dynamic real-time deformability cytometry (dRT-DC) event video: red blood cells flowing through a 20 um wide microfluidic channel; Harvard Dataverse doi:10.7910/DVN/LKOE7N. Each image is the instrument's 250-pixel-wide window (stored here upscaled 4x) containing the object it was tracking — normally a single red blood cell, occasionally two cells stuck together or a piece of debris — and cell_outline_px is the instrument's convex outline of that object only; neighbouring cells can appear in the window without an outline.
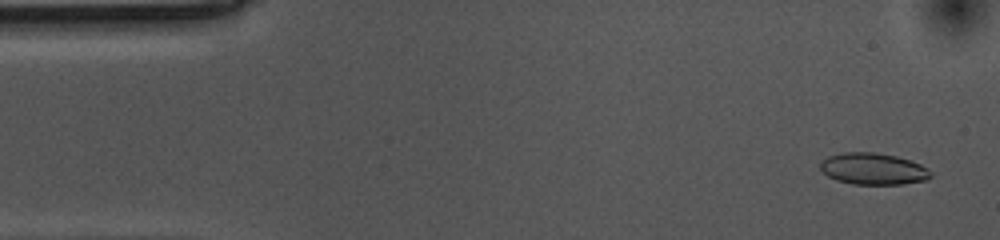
{"species": "common noctule bat (a hibernating species)", "species_latin": "Nyctalus noctula", "temperature_condition": "cold", "stored_images_in_passage": 55, "camera_frame_rate_fps": 3000, "um_per_image_px": 0.085, "animal": {"sex": "female", "body_mass_g": 10.0, "forearm_length_mm": 53.1}, "frame": {"image": 1, "passage_image": 3, "time_ms": 0.667, "image_size_px": [1000, 240], "cell_outline_px": [[932, 176], [924, 180], [904, 184], [852, 184], [836, 180], [828, 176], [820, 168], [820, 164], [828, 156], [844, 152], [876, 152], [896, 156], [920, 164], [928, 168], [932, 172]], "centroid_in_image_um": [74.23, 14.35], "position_along_channel_um": 10.8, "area_um2": 20.29}}
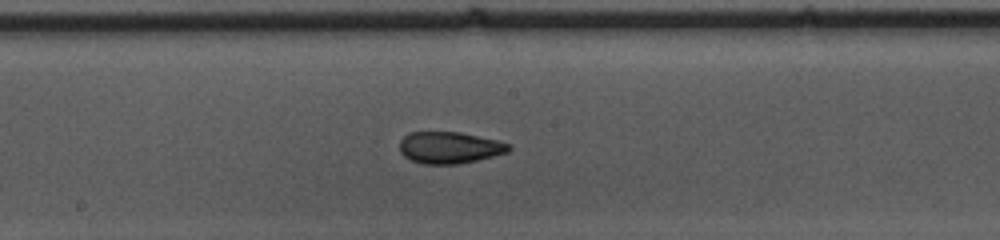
{"frame": {"image": 2, "passage_image": 28, "time_ms": 9.0, "image_size_px": [1000, 240], "cell_outline_px": [[512, 148], [508, 152], [460, 164], [424, 164], [412, 160], [404, 156], [400, 152], [400, 140], [408, 132], [460, 132], [496, 140], [508, 144]], "centroid_in_image_um": [38.18, 12.54], "position_along_channel_um": 210.0, "area_um2": 20.06}}
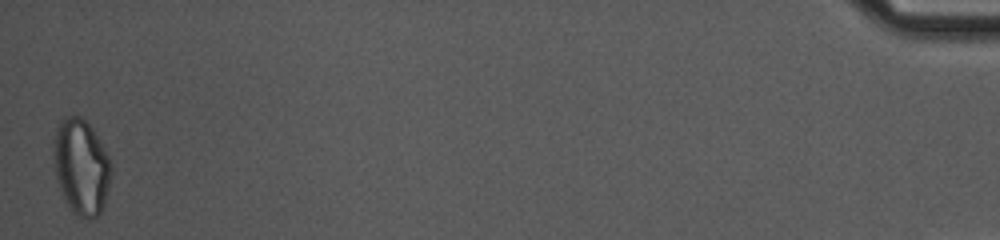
{"frame": {"image": 3, "passage_image": 55, "time_ms": 18.0, "image_size_px": [1000, 240], "cell_outline_px": [[112, 172], [104, 204], [100, 212], [96, 216], [88, 220], [76, 216], [72, 212], [60, 188], [56, 176], [56, 128], [60, 120], [64, 116], [80, 116], [92, 128], [108, 156], [112, 164]], "centroid_in_image_um": [6.95, 14.2], "position_along_channel_um": 428.3, "area_um2": 31.33}, "authors_computed_cell_mechanics": {"area_um2": 20.7502, "velocity_mm_per_s": 3.541, "shape_relaxation_time_tau1_ms": null, "shape_relaxation_time_tau2_ms": 2.2671, "deformation_change_tau1": null, "deformation_change_tau2": 0.0816}}